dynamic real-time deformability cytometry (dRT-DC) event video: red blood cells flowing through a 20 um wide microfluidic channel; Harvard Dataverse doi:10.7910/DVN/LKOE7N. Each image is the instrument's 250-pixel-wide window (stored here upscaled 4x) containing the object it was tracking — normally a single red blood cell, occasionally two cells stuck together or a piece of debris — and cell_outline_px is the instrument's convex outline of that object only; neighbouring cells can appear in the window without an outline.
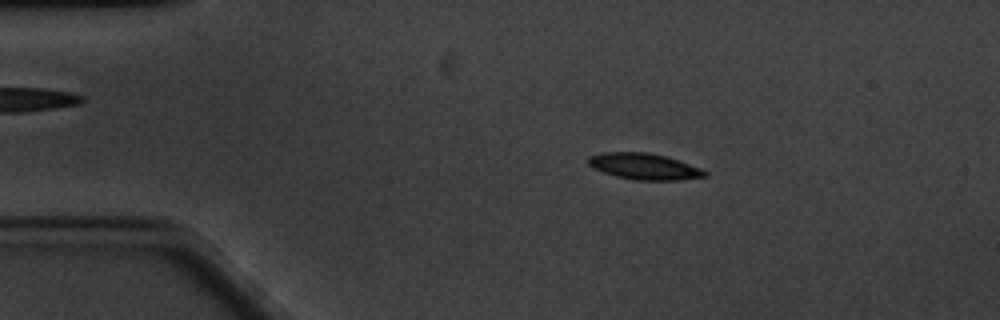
{"species": "common noctule bat (a hibernating species)", "species_latin": "Nyctalus noctula", "temperature_condition": "cold", "stored_images_in_passage": 17, "camera_frame_rate_fps": 3000, "um_per_image_px": 0.085, "animal": {"sex": "male", "body_mass_g": 20.1, "forearm_length_mm": 53.5}, "frame": {"image": 1, "passage_image": 10, "time_ms": 3.0, "image_size_px": [1000, 320], "cell_outline_px": [[708, 176], [680, 180], [636, 180], [616, 176], [592, 168], [588, 164], [588, 156], [604, 152], [644, 152], [664, 156], [700, 168], [708, 172]], "centroid_in_image_um": [54.73, 14.15], "position_along_channel_um": 30.3, "area_um2": 17.63}}